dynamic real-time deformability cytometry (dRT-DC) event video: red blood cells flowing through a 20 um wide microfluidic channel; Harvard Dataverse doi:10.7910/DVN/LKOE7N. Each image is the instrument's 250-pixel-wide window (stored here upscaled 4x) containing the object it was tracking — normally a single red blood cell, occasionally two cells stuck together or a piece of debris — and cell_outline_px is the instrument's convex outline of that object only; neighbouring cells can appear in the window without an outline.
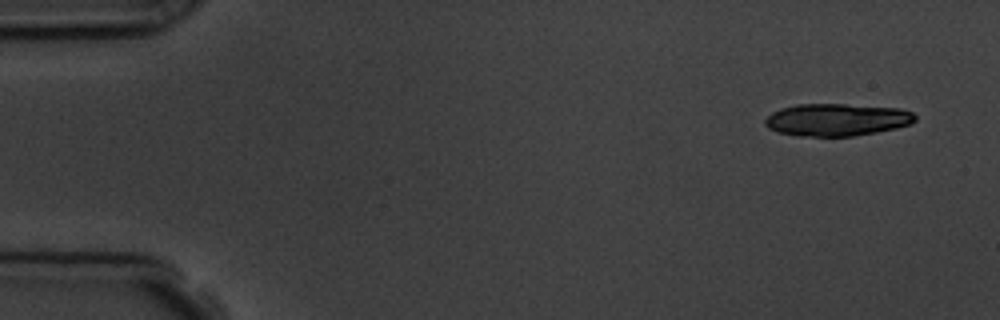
{"species": "common noctule bat (a hibernating species)", "species_latin": "Nyctalus noctula", "temperature_condition": "room temperature", "stored_images_in_passage": 10, "camera_frame_rate_fps": 3000, "um_per_image_px": 0.085, "animal": {"sex": "male", "body_mass_g": 19.5, "forearm_length_mm": 54.6}, "frame": {"image": 1, "passage_image": 1, "time_ms": 0.0, "image_size_px": [1000, 320], "cell_outline_px": [[916, 120], [912, 124], [896, 128], [876, 132], [852, 136], [796, 136], [780, 132], [768, 128], [764, 124], [764, 120], [772, 112], [780, 108], [796, 104], [844, 104], [900, 108], [912, 112], [916, 116]], "centroid_in_image_um": [71.13, 10.17], "position_along_channel_um": 13.9, "area_um2": 28.44}}
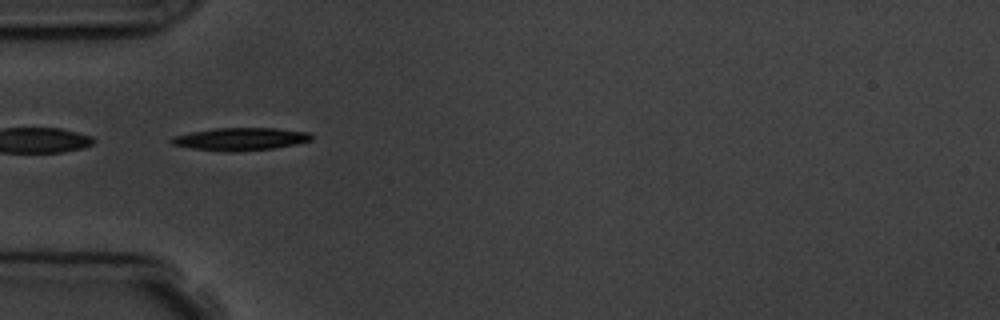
{"frame": {"image": 2, "passage_image": 5, "time_ms": 4.667, "image_size_px": [1000, 320], "cell_outline_px": [[312, 140], [296, 144], [272, 148], [236, 152], [224, 152], [192, 148], [172, 144], [168, 140], [172, 136], [192, 132], [216, 128], [276, 128], [312, 132]], "centroid_in_image_um": [20.45, 11.82], "position_along_channel_um": 64.6, "area_um2": 18.61}}
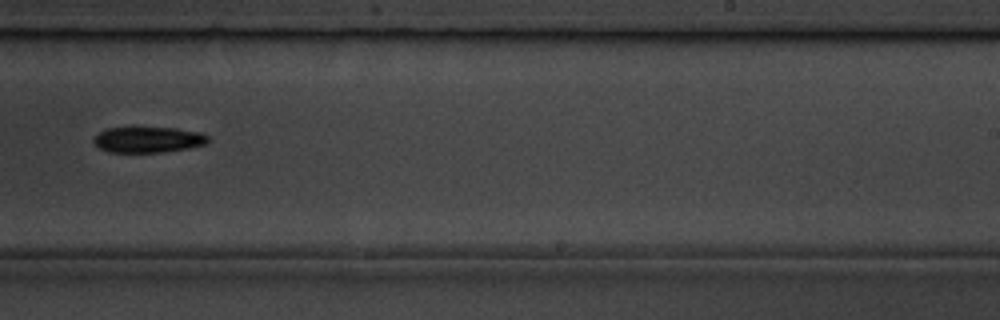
{"frame": {"image": 3, "passage_image": 10, "time_ms": 10.333, "image_size_px": [1000, 320], "cell_outline_px": [[208, 144], [188, 148], [160, 152], [108, 152], [100, 148], [92, 140], [104, 128], [176, 128], [204, 132], [208, 136]], "centroid_in_image_um": [12.64, 11.87], "position_along_channel_um": 276.4, "area_um2": 17.17}}